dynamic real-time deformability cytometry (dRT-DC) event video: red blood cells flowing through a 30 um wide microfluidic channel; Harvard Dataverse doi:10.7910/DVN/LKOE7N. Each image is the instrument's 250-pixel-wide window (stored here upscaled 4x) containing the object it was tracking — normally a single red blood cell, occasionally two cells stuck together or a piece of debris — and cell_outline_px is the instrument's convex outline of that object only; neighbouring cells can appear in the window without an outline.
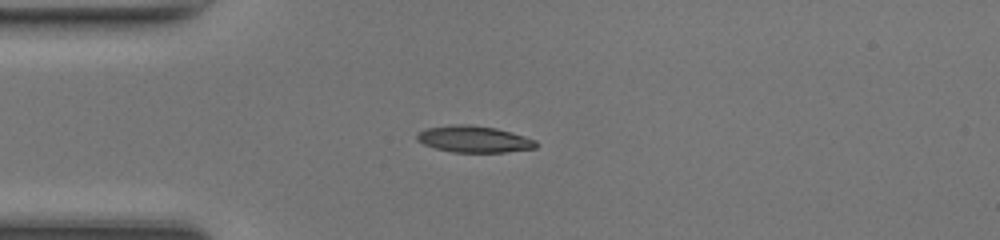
{"species": "common noctule bat (a hibernating species)", "species_latin": "Nyctalus noctula", "temperature_condition": "room temperature", "stored_images_in_passage": 36, "camera_frame_rate_fps": 3000, "um_per_image_px": 0.085, "animal": {"sex": "female", "body_mass_g": 17.0, "forearm_length_mm": 48.0}, "frame": {"image": 1, "passage_image": 1, "time_ms": 0.0, "image_size_px": [1000, 240], "cell_outline_px": [[536, 148], [504, 152], [452, 152], [436, 148], [424, 144], [416, 140], [416, 136], [420, 132], [428, 128], [452, 124], [468, 124], [496, 128], [524, 136], [536, 140]], "centroid_in_image_um": [40.28, 11.82], "position_along_channel_um": 44.7, "area_um2": 18.26}}
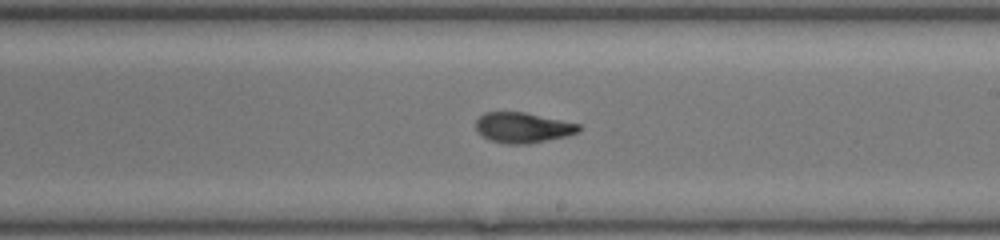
{"frame": {"image": 2, "passage_image": 16, "time_ms": 5.0, "image_size_px": [1000, 240], "cell_outline_px": [[580, 132], [568, 136], [528, 144], [508, 144], [488, 140], [476, 128], [476, 120], [484, 112], [524, 112], [580, 124]], "centroid_in_image_um": [44.46, 10.85], "position_along_channel_um": 244.5, "area_um2": 18.21}}
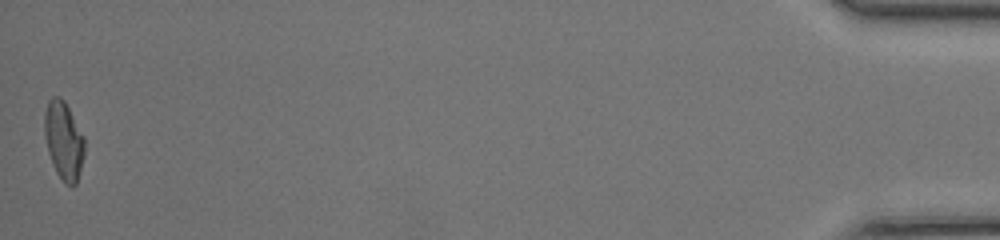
{"frame": {"image": 3, "passage_image": 36, "time_ms": 11.667, "image_size_px": [1000, 240], "cell_outline_px": [[84, 156], [76, 184], [72, 188], [64, 184], [56, 172], [48, 152], [44, 132], [44, 112], [48, 100], [52, 96], [60, 96], [64, 100], [84, 136]], "centroid_in_image_um": [5.41, 11.95], "position_along_channel_um": 429.8, "area_um2": 18.38}, "authors_computed_cell_mechanics": {"area_um2": 18.3804, "velocity_mm_per_s": 4.3446, "shape_relaxation_time_tau1_ms": 8.8694, "shape_relaxation_time_tau2_ms": 1.5604, "deformation_change_tau1": 0.286, "deformation_change_tau2": 0.0789}}